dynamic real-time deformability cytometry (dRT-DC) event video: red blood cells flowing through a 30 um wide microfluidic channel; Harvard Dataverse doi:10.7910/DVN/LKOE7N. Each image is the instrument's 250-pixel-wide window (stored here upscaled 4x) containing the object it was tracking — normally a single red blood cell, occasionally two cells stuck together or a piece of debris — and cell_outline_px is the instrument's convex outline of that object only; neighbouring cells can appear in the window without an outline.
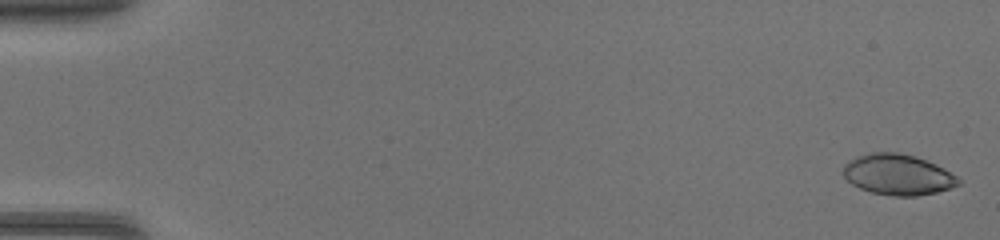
{"species": "common noctule bat (a hibernating species)", "species_latin": "Nyctalus noctula", "temperature_condition": "warm", "stored_images_in_passage": 46, "camera_frame_rate_fps": 3000, "um_per_image_px": 0.085, "animal": {"sex": "female", "body_mass_g": 17.0, "forearm_length_mm": 48.0}, "frame": {"image": 1, "passage_image": 1, "time_ms": 0.0, "image_size_px": [1000, 240], "cell_outline_px": [[960, 184], [936, 192], [916, 196], [896, 196], [872, 192], [860, 188], [852, 184], [844, 176], [844, 164], [848, 160], [872, 152], [896, 152], [912, 156], [924, 160], [944, 168], [956, 176], [960, 180]], "centroid_in_image_um": [76.3, 14.85], "position_along_channel_um": 8.7, "area_um2": 26.88}}
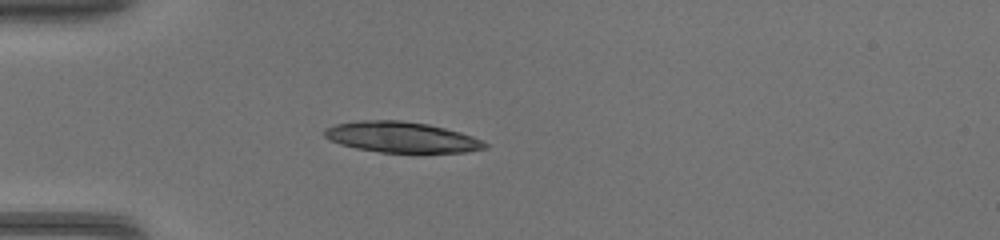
{"frame": {"image": 2, "passage_image": 14, "time_ms": 4.333, "image_size_px": [1000, 240], "cell_outline_px": [[488, 148], [464, 152], [380, 152], [356, 148], [340, 144], [324, 136], [324, 128], [336, 124], [356, 120], [400, 120], [428, 124], [460, 132], [472, 136], [488, 144]], "centroid_in_image_um": [34.11, 11.65], "position_along_channel_um": 50.9, "area_um2": 28.55}}